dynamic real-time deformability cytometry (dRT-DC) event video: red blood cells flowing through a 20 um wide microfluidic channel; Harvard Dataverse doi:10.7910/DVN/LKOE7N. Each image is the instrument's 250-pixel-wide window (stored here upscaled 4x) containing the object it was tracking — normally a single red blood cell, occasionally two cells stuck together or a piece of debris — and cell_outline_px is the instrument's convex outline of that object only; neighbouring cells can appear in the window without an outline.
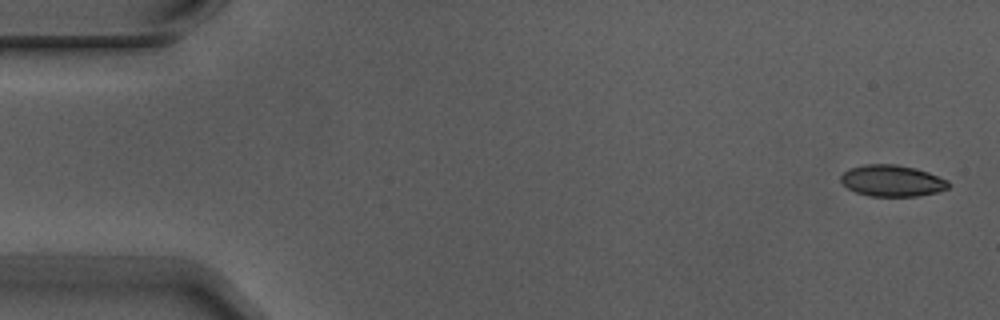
{"species": "Egyptian fruit bat (a non-hibernating species)", "species_latin": "Rousettus aegyptiacus", "temperature_condition": "warm", "stored_images_in_passage": 5, "camera_frame_rate_fps": 3000, "um_per_image_px": 0.085, "animal": {"sex": "male"}, "frame": {"image": 1, "passage_image": 1, "time_ms": 0.0, "image_size_px": [1000, 320], "cell_outline_px": [[952, 184], [948, 188], [936, 192], [916, 196], [868, 196], [856, 192], [848, 188], [840, 180], [840, 176], [848, 168], [864, 164], [896, 164], [916, 168], [928, 172], [948, 180]], "centroid_in_image_um": [75.83, 15.35], "position_along_channel_um": 9.2, "area_um2": 19.83}}
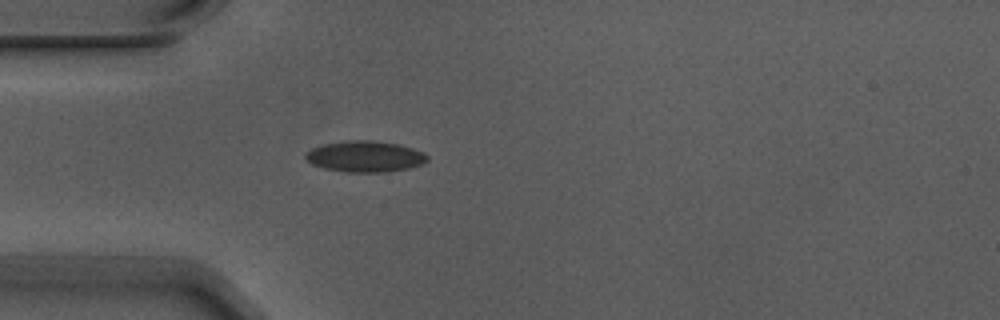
{"frame": {"image": 2, "passage_image": 5, "time_ms": 1.333, "image_size_px": [1000, 320], "cell_outline_px": [[428, 160], [424, 164], [408, 168], [384, 172], [344, 172], [324, 168], [312, 164], [304, 156], [304, 152], [312, 148], [324, 144], [344, 140], [372, 140], [396, 144], [412, 148], [424, 152], [428, 156]], "centroid_in_image_um": [31.02, 13.3], "position_along_channel_um": 54.0, "area_um2": 22.14}}